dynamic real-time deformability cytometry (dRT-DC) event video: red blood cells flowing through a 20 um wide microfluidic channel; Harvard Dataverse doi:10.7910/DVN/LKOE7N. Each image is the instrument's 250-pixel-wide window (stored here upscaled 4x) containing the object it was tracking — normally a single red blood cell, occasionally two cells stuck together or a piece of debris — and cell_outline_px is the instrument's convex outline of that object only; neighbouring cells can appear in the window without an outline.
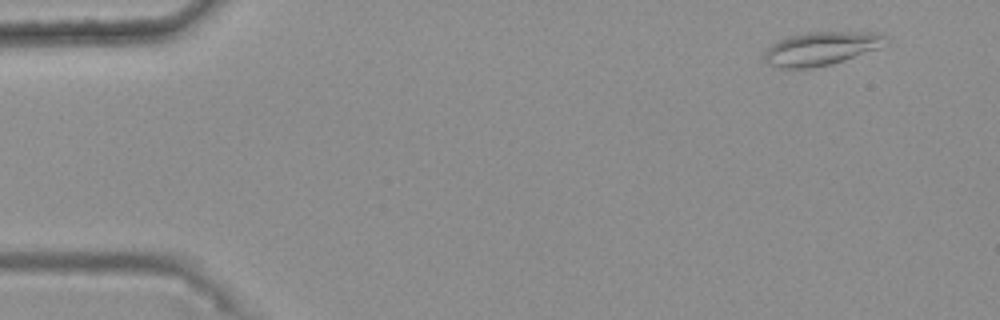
{"species": "common noctule bat (a hibernating species)", "species_latin": "Nyctalus noctula", "temperature_condition": "warm", "stored_images_in_passage": 46, "camera_frame_rate_fps": 3000, "um_per_image_px": 0.085, "animal": {"sex": "female", "body_mass_g": 25.1}, "frame": {"image": 1, "passage_image": 1, "time_ms": 0.0, "image_size_px": [1000, 320], "cell_outline_px": [[888, 44], [832, 64], [812, 68], [772, 68], [764, 60], [764, 52], [772, 44], [788, 36], [804, 32], [880, 32], [888, 36]], "centroid_in_image_um": [69.79, 4.12], "position_along_channel_um": 15.2, "area_um2": 23.87}}
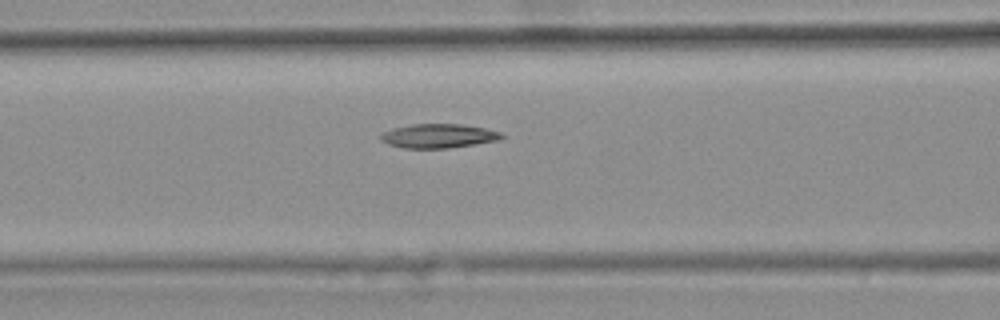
{"frame": {"image": 2, "passage_image": 19, "time_ms": 6.0, "image_size_px": [1000, 320], "cell_outline_px": [[508, 136], [500, 140], [476, 144], [448, 148], [404, 148], [388, 144], [380, 140], [380, 136], [384, 132], [392, 128], [412, 124], [464, 124], [484, 128], [500, 132]], "centroid_in_image_um": [37.31, 11.55], "position_along_channel_um": 129.3, "area_um2": 17.11}}
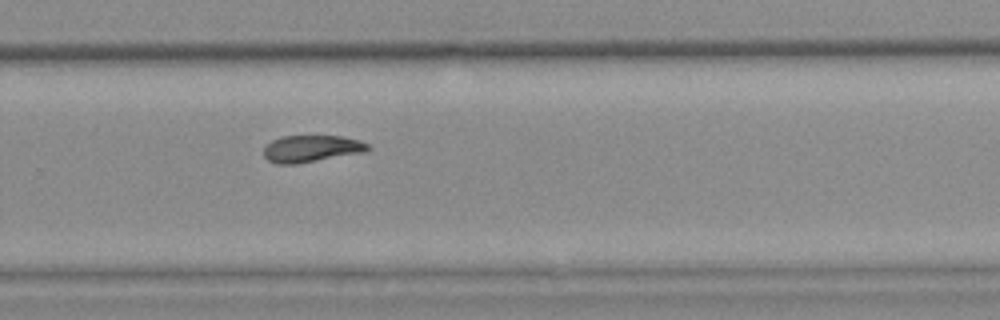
{"frame": {"image": 3, "passage_image": 33, "time_ms": 10.667, "image_size_px": [1000, 320], "cell_outline_px": [[372, 148], [360, 152], [296, 164], [276, 164], [268, 160], [264, 156], [264, 148], [272, 140], [280, 136], [340, 136], [360, 140], [368, 144]], "centroid_in_image_um": [26.43, 12.63], "position_along_channel_um": 303.4, "area_um2": 16.07}}